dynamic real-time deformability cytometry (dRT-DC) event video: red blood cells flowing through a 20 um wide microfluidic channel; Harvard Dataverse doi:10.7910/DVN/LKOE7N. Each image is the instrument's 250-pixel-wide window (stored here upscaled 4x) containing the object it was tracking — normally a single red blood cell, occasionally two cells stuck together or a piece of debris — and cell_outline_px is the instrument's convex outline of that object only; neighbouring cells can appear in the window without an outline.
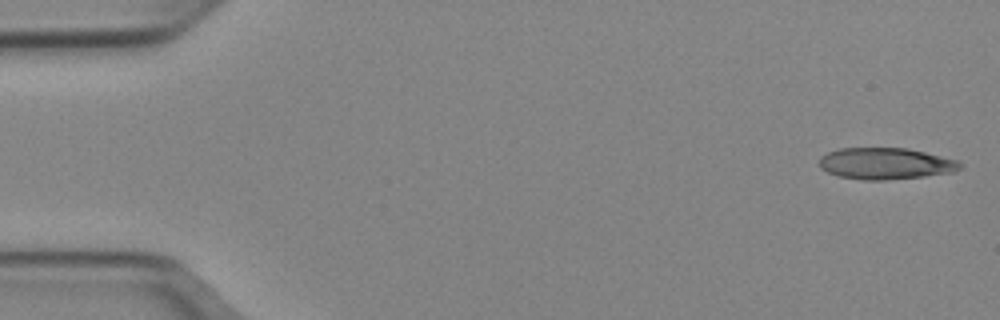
{"species": "Egyptian fruit bat (a non-hibernating species)", "species_latin": "Rousettus aegyptiacus", "temperature_condition": "cold", "stored_images_in_passage": 50, "camera_frame_rate_fps": 3000, "um_per_image_px": 0.085, "animal": {"sex": "female"}, "frame": {"image": 1, "passage_image": 1, "time_ms": 0.0, "image_size_px": [1000, 320], "cell_outline_px": [[964, 164], [956, 172], [924, 176], [884, 180], [864, 180], [840, 176], [828, 172], [820, 168], [820, 156], [828, 152], [840, 148], [908, 148], [956, 160]], "centroid_in_image_um": [75.28, 13.9], "position_along_channel_um": 9.7, "area_um2": 25.78}}
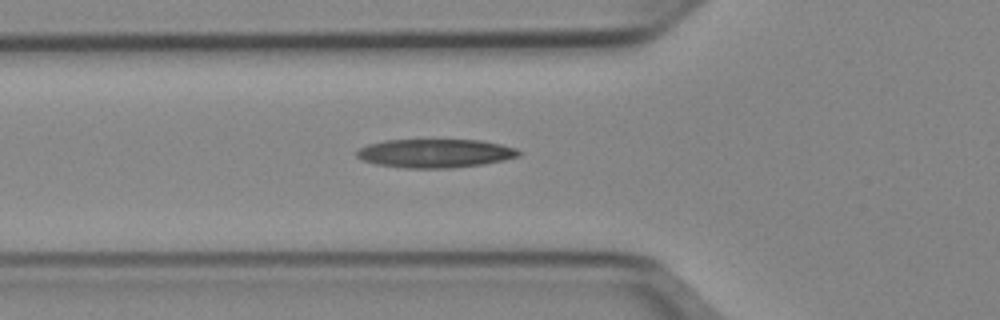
{"frame": {"image": 2, "passage_image": 17, "time_ms": 5.333, "image_size_px": [1000, 320], "cell_outline_px": [[524, 152], [520, 156], [504, 160], [484, 164], [452, 168], [404, 168], [376, 164], [364, 160], [356, 156], [356, 152], [360, 148], [368, 144], [384, 140], [480, 140], [500, 144], [516, 148]], "centroid_in_image_um": [37.03, 13.03], "position_along_channel_um": 88.8, "area_um2": 27.17}}
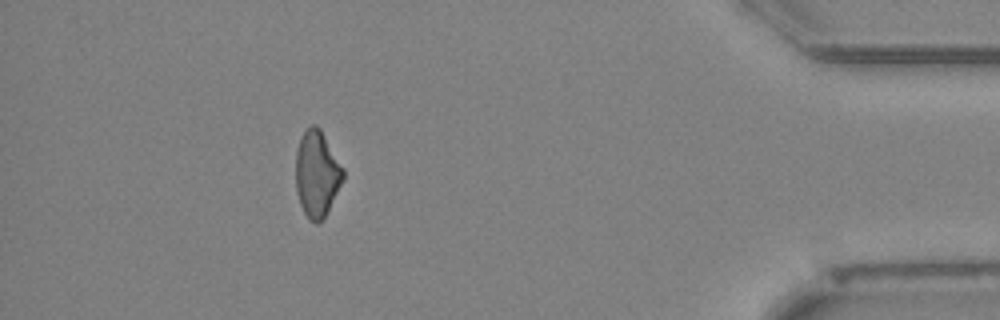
{"frame": {"image": 3, "passage_image": 45, "time_ms": 14.667, "image_size_px": [1000, 320], "cell_outline_px": [[344, 180], [328, 212], [316, 224], [304, 212], [300, 204], [296, 192], [296, 152], [300, 136], [312, 124], [316, 124], [320, 128], [344, 168]], "centroid_in_image_um": [26.95, 14.75], "position_along_channel_um": 408.2, "area_um2": 23.87}, "authors_computed_cell_mechanics": {"area_um2": 25.7788, "velocity_mm_per_s": 3.9664, "shape_relaxation_time_tau1_ms": 10.2345, "shape_relaxation_time_tau2_ms": null, "deformation_change_tau1": 0.2177, "deformation_change_tau2": null}}